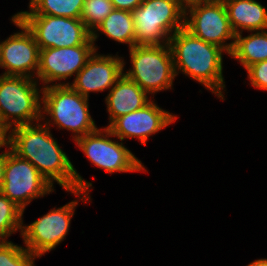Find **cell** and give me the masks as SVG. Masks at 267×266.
Here are the masks:
<instances>
[{"mask_svg":"<svg viewBox=\"0 0 267 266\" xmlns=\"http://www.w3.org/2000/svg\"><path fill=\"white\" fill-rule=\"evenodd\" d=\"M113 9L111 0H84L81 20L92 33Z\"/></svg>","mask_w":267,"mask_h":266,"instance_id":"23","label":"cell"},{"mask_svg":"<svg viewBox=\"0 0 267 266\" xmlns=\"http://www.w3.org/2000/svg\"><path fill=\"white\" fill-rule=\"evenodd\" d=\"M32 33L39 49L95 45L81 19L52 15H16Z\"/></svg>","mask_w":267,"mask_h":266,"instance_id":"8","label":"cell"},{"mask_svg":"<svg viewBox=\"0 0 267 266\" xmlns=\"http://www.w3.org/2000/svg\"><path fill=\"white\" fill-rule=\"evenodd\" d=\"M11 22L21 31L1 42V68L6 69L1 75L35 79L39 66V46L32 33L17 19L16 15L12 16Z\"/></svg>","mask_w":267,"mask_h":266,"instance_id":"12","label":"cell"},{"mask_svg":"<svg viewBox=\"0 0 267 266\" xmlns=\"http://www.w3.org/2000/svg\"><path fill=\"white\" fill-rule=\"evenodd\" d=\"M24 211L0 192V241L8 238L18 230L22 232Z\"/></svg>","mask_w":267,"mask_h":266,"instance_id":"21","label":"cell"},{"mask_svg":"<svg viewBox=\"0 0 267 266\" xmlns=\"http://www.w3.org/2000/svg\"><path fill=\"white\" fill-rule=\"evenodd\" d=\"M247 266H267V258L255 260Z\"/></svg>","mask_w":267,"mask_h":266,"instance_id":"27","label":"cell"},{"mask_svg":"<svg viewBox=\"0 0 267 266\" xmlns=\"http://www.w3.org/2000/svg\"><path fill=\"white\" fill-rule=\"evenodd\" d=\"M114 9L134 11L141 5L143 0H111Z\"/></svg>","mask_w":267,"mask_h":266,"instance_id":"25","label":"cell"},{"mask_svg":"<svg viewBox=\"0 0 267 266\" xmlns=\"http://www.w3.org/2000/svg\"><path fill=\"white\" fill-rule=\"evenodd\" d=\"M95 51L85 66L78 72L72 83L60 82L57 85H70L76 92L89 99L90 92L111 89L123 75L124 58L117 54L101 55Z\"/></svg>","mask_w":267,"mask_h":266,"instance_id":"15","label":"cell"},{"mask_svg":"<svg viewBox=\"0 0 267 266\" xmlns=\"http://www.w3.org/2000/svg\"><path fill=\"white\" fill-rule=\"evenodd\" d=\"M148 94L124 74L116 81L105 97L109 114L108 127L116 118L139 110L148 104Z\"/></svg>","mask_w":267,"mask_h":266,"instance_id":"16","label":"cell"},{"mask_svg":"<svg viewBox=\"0 0 267 266\" xmlns=\"http://www.w3.org/2000/svg\"><path fill=\"white\" fill-rule=\"evenodd\" d=\"M8 131L2 126L0 122V135L6 140Z\"/></svg>","mask_w":267,"mask_h":266,"instance_id":"28","label":"cell"},{"mask_svg":"<svg viewBox=\"0 0 267 266\" xmlns=\"http://www.w3.org/2000/svg\"><path fill=\"white\" fill-rule=\"evenodd\" d=\"M98 31L116 42L128 44L129 48L135 45V26L131 11L113 9L112 12L91 33L95 43Z\"/></svg>","mask_w":267,"mask_h":266,"instance_id":"18","label":"cell"},{"mask_svg":"<svg viewBox=\"0 0 267 266\" xmlns=\"http://www.w3.org/2000/svg\"><path fill=\"white\" fill-rule=\"evenodd\" d=\"M113 137L112 132L103 127L77 138L74 142L94 166L104 169L109 174L146 172L140 159L135 157L122 141L119 143L110 139Z\"/></svg>","mask_w":267,"mask_h":266,"instance_id":"9","label":"cell"},{"mask_svg":"<svg viewBox=\"0 0 267 266\" xmlns=\"http://www.w3.org/2000/svg\"><path fill=\"white\" fill-rule=\"evenodd\" d=\"M97 49L95 45L40 49L35 79L40 80L44 88L48 84L56 85L57 81L67 80L74 74L76 76Z\"/></svg>","mask_w":267,"mask_h":266,"instance_id":"13","label":"cell"},{"mask_svg":"<svg viewBox=\"0 0 267 266\" xmlns=\"http://www.w3.org/2000/svg\"><path fill=\"white\" fill-rule=\"evenodd\" d=\"M132 15L135 45L169 44L170 37L184 28L185 6L179 0H143Z\"/></svg>","mask_w":267,"mask_h":266,"instance_id":"5","label":"cell"},{"mask_svg":"<svg viewBox=\"0 0 267 266\" xmlns=\"http://www.w3.org/2000/svg\"><path fill=\"white\" fill-rule=\"evenodd\" d=\"M42 90V121L47 119L46 126L72 131L74 141L98 129L90 115L89 99L70 85H48Z\"/></svg>","mask_w":267,"mask_h":266,"instance_id":"3","label":"cell"},{"mask_svg":"<svg viewBox=\"0 0 267 266\" xmlns=\"http://www.w3.org/2000/svg\"><path fill=\"white\" fill-rule=\"evenodd\" d=\"M132 67L123 72L148 95L172 88L175 75L169 44L134 45L129 48Z\"/></svg>","mask_w":267,"mask_h":266,"instance_id":"6","label":"cell"},{"mask_svg":"<svg viewBox=\"0 0 267 266\" xmlns=\"http://www.w3.org/2000/svg\"><path fill=\"white\" fill-rule=\"evenodd\" d=\"M169 45L173 55L175 75L182 72L224 101L222 55L226 51L195 37L185 28L176 31L170 37Z\"/></svg>","mask_w":267,"mask_h":266,"instance_id":"2","label":"cell"},{"mask_svg":"<svg viewBox=\"0 0 267 266\" xmlns=\"http://www.w3.org/2000/svg\"><path fill=\"white\" fill-rule=\"evenodd\" d=\"M38 85L25 76L0 75V122L7 131L42 121L43 88Z\"/></svg>","mask_w":267,"mask_h":266,"instance_id":"4","label":"cell"},{"mask_svg":"<svg viewBox=\"0 0 267 266\" xmlns=\"http://www.w3.org/2000/svg\"><path fill=\"white\" fill-rule=\"evenodd\" d=\"M251 85L257 89L267 90V60L252 64L247 69Z\"/></svg>","mask_w":267,"mask_h":266,"instance_id":"24","label":"cell"},{"mask_svg":"<svg viewBox=\"0 0 267 266\" xmlns=\"http://www.w3.org/2000/svg\"><path fill=\"white\" fill-rule=\"evenodd\" d=\"M78 201L73 200L60 208L54 207L33 223L23 224L20 235L25 248L38 258L55 249L68 235Z\"/></svg>","mask_w":267,"mask_h":266,"instance_id":"11","label":"cell"},{"mask_svg":"<svg viewBox=\"0 0 267 266\" xmlns=\"http://www.w3.org/2000/svg\"><path fill=\"white\" fill-rule=\"evenodd\" d=\"M177 120V115L160 108L154 101L143 108L116 118L107 128L124 141L137 138L146 145L148 138Z\"/></svg>","mask_w":267,"mask_h":266,"instance_id":"14","label":"cell"},{"mask_svg":"<svg viewBox=\"0 0 267 266\" xmlns=\"http://www.w3.org/2000/svg\"><path fill=\"white\" fill-rule=\"evenodd\" d=\"M242 34H236L229 56L238 60L246 70L254 63L267 60V30L251 31V34L245 37Z\"/></svg>","mask_w":267,"mask_h":266,"instance_id":"19","label":"cell"},{"mask_svg":"<svg viewBox=\"0 0 267 266\" xmlns=\"http://www.w3.org/2000/svg\"><path fill=\"white\" fill-rule=\"evenodd\" d=\"M84 0H30L29 11L15 15H52L81 19Z\"/></svg>","mask_w":267,"mask_h":266,"instance_id":"20","label":"cell"},{"mask_svg":"<svg viewBox=\"0 0 267 266\" xmlns=\"http://www.w3.org/2000/svg\"><path fill=\"white\" fill-rule=\"evenodd\" d=\"M5 144L18 157L29 161L54 187L57 182L83 203L91 202L92 183L84 180L43 122L20 125L8 131Z\"/></svg>","mask_w":267,"mask_h":266,"instance_id":"1","label":"cell"},{"mask_svg":"<svg viewBox=\"0 0 267 266\" xmlns=\"http://www.w3.org/2000/svg\"><path fill=\"white\" fill-rule=\"evenodd\" d=\"M184 6H186L189 3L200 1V0H179Z\"/></svg>","mask_w":267,"mask_h":266,"instance_id":"29","label":"cell"},{"mask_svg":"<svg viewBox=\"0 0 267 266\" xmlns=\"http://www.w3.org/2000/svg\"><path fill=\"white\" fill-rule=\"evenodd\" d=\"M36 255L12 241H0V266H35Z\"/></svg>","mask_w":267,"mask_h":266,"instance_id":"22","label":"cell"},{"mask_svg":"<svg viewBox=\"0 0 267 266\" xmlns=\"http://www.w3.org/2000/svg\"><path fill=\"white\" fill-rule=\"evenodd\" d=\"M223 3L235 34L242 33L243 30L251 32L267 29V9L260 2L256 0H226Z\"/></svg>","mask_w":267,"mask_h":266,"instance_id":"17","label":"cell"},{"mask_svg":"<svg viewBox=\"0 0 267 266\" xmlns=\"http://www.w3.org/2000/svg\"><path fill=\"white\" fill-rule=\"evenodd\" d=\"M184 28L201 40L219 46L231 54L236 34L225 4L220 0H200L185 6ZM227 40H232L229 43Z\"/></svg>","mask_w":267,"mask_h":266,"instance_id":"7","label":"cell"},{"mask_svg":"<svg viewBox=\"0 0 267 266\" xmlns=\"http://www.w3.org/2000/svg\"><path fill=\"white\" fill-rule=\"evenodd\" d=\"M5 145V139L0 135V149Z\"/></svg>","mask_w":267,"mask_h":266,"instance_id":"30","label":"cell"},{"mask_svg":"<svg viewBox=\"0 0 267 266\" xmlns=\"http://www.w3.org/2000/svg\"><path fill=\"white\" fill-rule=\"evenodd\" d=\"M4 172H5V151L0 153V190L4 181Z\"/></svg>","mask_w":267,"mask_h":266,"instance_id":"26","label":"cell"},{"mask_svg":"<svg viewBox=\"0 0 267 266\" xmlns=\"http://www.w3.org/2000/svg\"><path fill=\"white\" fill-rule=\"evenodd\" d=\"M0 49H1V42H0ZM0 68H1V57H0Z\"/></svg>","mask_w":267,"mask_h":266,"instance_id":"31","label":"cell"},{"mask_svg":"<svg viewBox=\"0 0 267 266\" xmlns=\"http://www.w3.org/2000/svg\"><path fill=\"white\" fill-rule=\"evenodd\" d=\"M5 172L0 192L23 211L31 201L54 192V187L29 161L18 157L5 144Z\"/></svg>","mask_w":267,"mask_h":266,"instance_id":"10","label":"cell"}]
</instances>
